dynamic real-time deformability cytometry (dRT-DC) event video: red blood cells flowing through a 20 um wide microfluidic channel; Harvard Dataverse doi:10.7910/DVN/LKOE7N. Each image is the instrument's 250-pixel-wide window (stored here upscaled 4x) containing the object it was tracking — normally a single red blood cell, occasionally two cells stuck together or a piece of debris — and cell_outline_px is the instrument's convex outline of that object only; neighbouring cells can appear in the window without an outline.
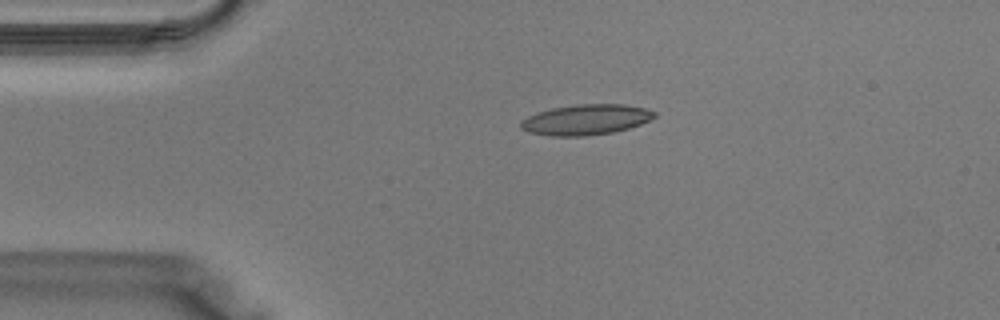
{"species": "Egyptian fruit bat (a non-hibernating species)", "species_latin": "Rousettus aegyptiacus", "temperature_condition": "warm", "stored_images_in_passage": 33, "camera_frame_rate_fps": 3000, "um_per_image_px": 0.085, "animal": {"sex": "male"}, "frame": {"image": 1, "passage_image": 2, "time_ms": 0.333, "image_size_px": [1000, 320], "cell_outline_px": [[656, 116], [640, 124], [628, 128], [612, 132], [584, 136], [548, 136], [528, 132], [520, 128], [520, 120], [536, 112], [552, 108], [576, 104], [624, 104], [644, 108], [656, 112]], "centroid_in_image_um": [49.75, 10.17], "position_along_channel_um": 35.3, "area_um2": 23.76}}
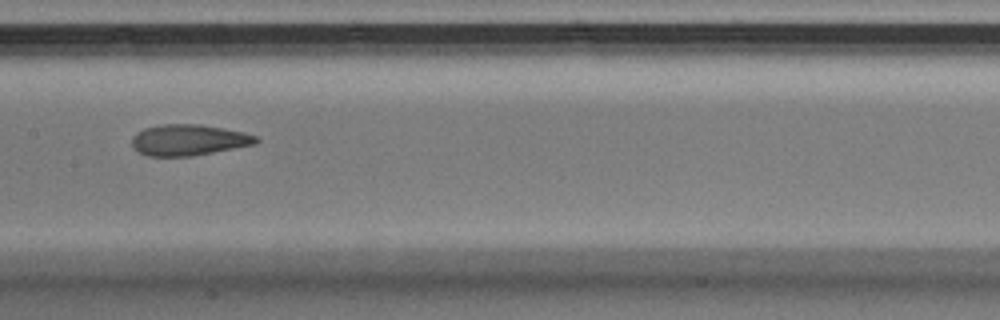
{"frame": {"image": 2, "passage_image": 13, "time_ms": 4.0, "image_size_px": [1000, 320], "cell_outline_px": [[260, 140], [256, 144], [192, 156], [148, 156], [140, 152], [132, 144], [132, 136], [136, 132], [144, 128], [160, 124], [200, 124], [244, 132], [256, 136]], "centroid_in_image_um": [16.04, 11.89], "position_along_channel_um": 191.4, "area_um2": 22.43}}
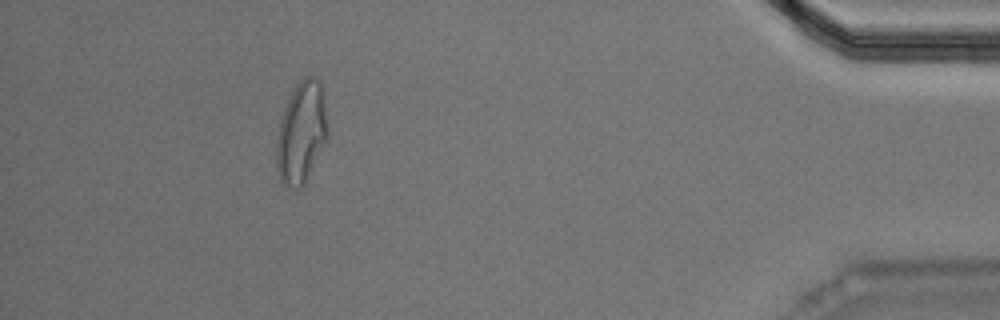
{"frame": {"image": 3, "passage_image": 29, "time_ms": 9.333, "image_size_px": [1000, 320], "cell_outline_px": [[328, 136], [304, 184], [300, 188], [296, 188], [280, 184], [276, 164], [276, 140], [284, 108], [296, 84], [304, 76], [312, 76], [320, 80], [328, 128]], "centroid_in_image_um": [25.6, 11.28], "position_along_channel_um": 409.6, "area_um2": 30.06}}